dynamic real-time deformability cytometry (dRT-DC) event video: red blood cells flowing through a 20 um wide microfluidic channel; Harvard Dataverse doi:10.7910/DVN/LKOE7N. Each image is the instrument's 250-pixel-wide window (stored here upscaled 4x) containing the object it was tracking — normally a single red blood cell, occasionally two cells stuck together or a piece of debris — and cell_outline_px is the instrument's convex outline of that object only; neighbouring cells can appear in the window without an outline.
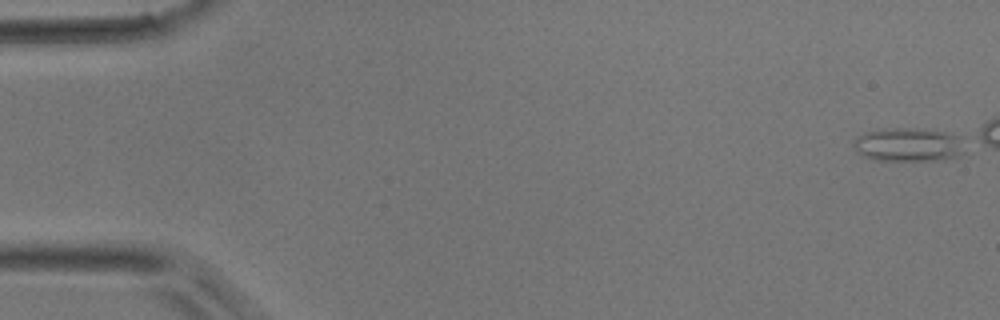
{"species": "common noctule bat (a hibernating species)", "species_latin": "Nyctalus noctula", "temperature_condition": "room temperature", "stored_images_in_passage": 40, "camera_frame_rate_fps": 3000, "um_per_image_px": 0.085, "animal": {"sex": "male", "body_mass_g": 17.9}, "frame": {"image": 1, "passage_image": 1, "time_ms": 0.0, "image_size_px": [1000, 320], "cell_outline_px": [[964, 152], [960, 156], [944, 160], [876, 160], [864, 156], [852, 144], [852, 140], [868, 132], [892, 128], [912, 128], [944, 132], [960, 136]], "centroid_in_image_um": [77.26, 12.31], "position_along_channel_um": 7.7, "area_um2": 21.56}}
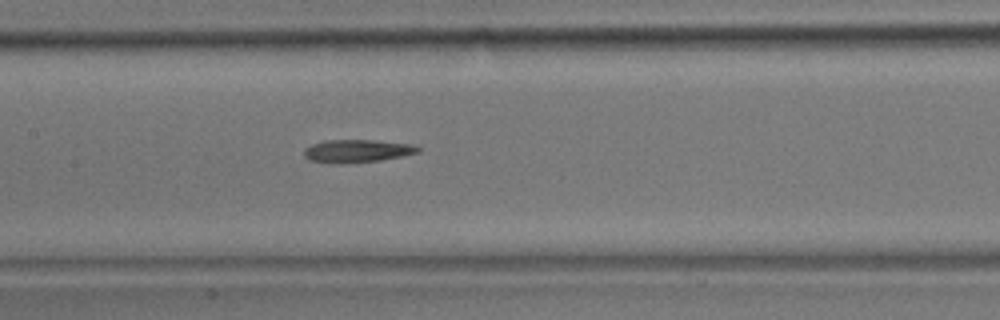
{"frame": {"image": 2, "passage_image": 23, "time_ms": 7.333, "image_size_px": [1000, 320], "cell_outline_px": [[420, 152], [380, 160], [340, 164], [328, 164], [308, 160], [304, 156], [304, 148], [312, 144], [324, 140], [372, 140], [412, 144], [420, 148]], "centroid_in_image_um": [30.28, 12.84], "position_along_channel_um": 177.1, "area_um2": 15.32}}
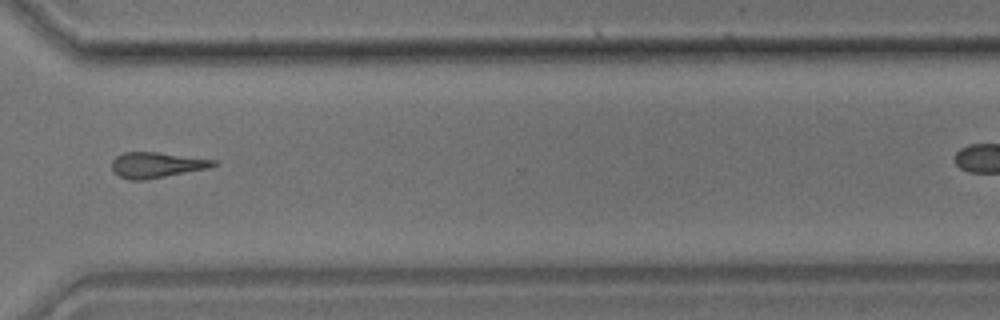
{"frame": {"image": 3, "passage_image": 36, "time_ms": 11.667, "image_size_px": [1000, 320], "cell_outline_px": [[216, 164], [208, 168], [144, 180], [128, 180], [112, 172], [112, 160], [116, 156], [124, 152], [156, 152], [216, 160]], "centroid_in_image_um": [13.25, 14.02], "position_along_channel_um": 357.4, "area_um2": 14.97}}